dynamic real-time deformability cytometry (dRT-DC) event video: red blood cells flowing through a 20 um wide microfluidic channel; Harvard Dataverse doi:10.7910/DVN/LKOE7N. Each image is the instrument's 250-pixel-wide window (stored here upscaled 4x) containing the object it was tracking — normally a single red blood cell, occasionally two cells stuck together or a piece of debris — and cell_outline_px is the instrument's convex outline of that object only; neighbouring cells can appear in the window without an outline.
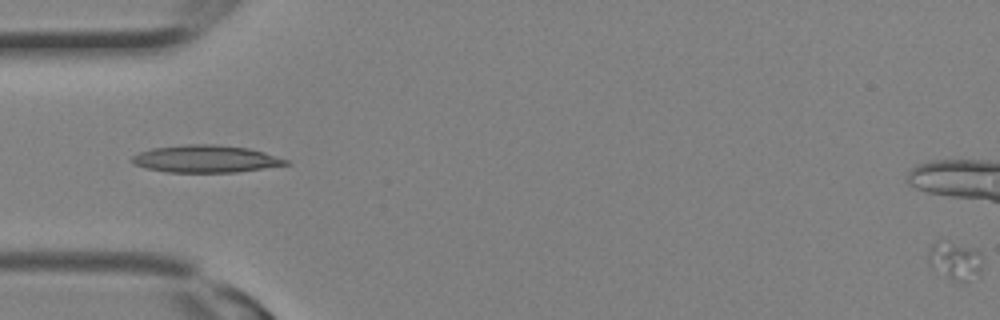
{"species": "Egyptian fruit bat (a non-hibernating species)", "species_latin": "Rousettus aegyptiacus", "temperature_condition": "room temperature", "stored_images_in_passage": 9, "segment_of_instrument_passage": [2, 2], "camera_frame_rate_fps": 3000, "um_per_image_px": 0.085, "animal": {"sex": "female"}, "frame": {"image": 1, "passage_image": 9, "time_ms": 2.667, "image_size_px": [1000, 320], "cell_outline_px": [[980, 272], [968, 280], [960, 284], [952, 280], [928, 260], [928, 248], [936, 240], [940, 240], [980, 252]], "centroid_in_image_um": [81.15, 22.16], "position_along_channel_um": 3.8, "area_um2": 11.21}}